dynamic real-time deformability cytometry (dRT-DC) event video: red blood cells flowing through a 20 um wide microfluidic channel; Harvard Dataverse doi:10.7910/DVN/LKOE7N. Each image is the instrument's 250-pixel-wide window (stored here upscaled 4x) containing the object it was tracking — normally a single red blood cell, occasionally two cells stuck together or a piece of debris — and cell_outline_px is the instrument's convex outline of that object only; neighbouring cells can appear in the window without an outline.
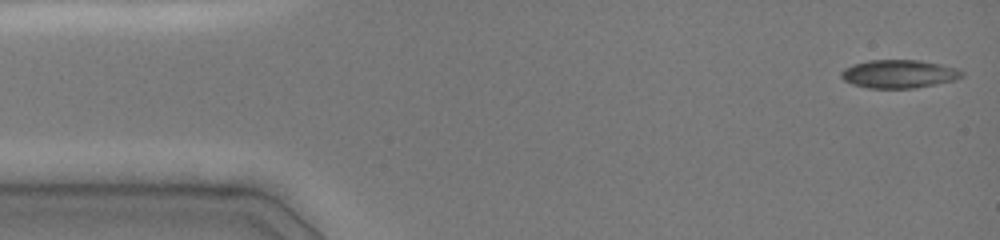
{"species": "common noctule bat (a hibernating species)", "species_latin": "Nyctalus noctula", "temperature_condition": "cold", "stored_images_in_passage": 46, "camera_frame_rate_fps": 3000, "um_per_image_px": 0.085, "animal": {"sex": "female", "body_mass_g": 19.0, "forearm_length_mm": 51.5}, "frame": {"image": 1, "passage_image": 1, "time_ms": 0.0, "image_size_px": [1000, 240], "cell_outline_px": [[964, 76], [956, 80], [916, 88], [868, 88], [852, 84], [844, 80], [840, 76], [840, 72], [844, 68], [852, 64], [868, 60], [920, 60], [940, 64], [956, 68], [964, 72]], "centroid_in_image_um": [76.4, 6.28], "position_along_channel_um": 8.6, "area_um2": 20.06}}
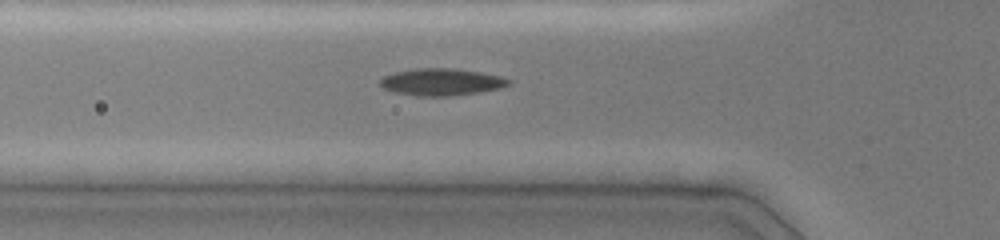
{"frame": {"image": 2, "passage_image": 15, "time_ms": 4.667, "image_size_px": [1000, 240], "cell_outline_px": [[512, 84], [500, 88], [480, 92], [448, 96], [420, 96], [396, 92], [384, 88], [380, 84], [380, 80], [384, 76], [396, 72], [416, 68], [452, 68], [480, 72], [500, 76], [512, 80]], "centroid_in_image_um": [37.57, 6.96], "position_along_channel_um": 88.2, "area_um2": 20.11}}
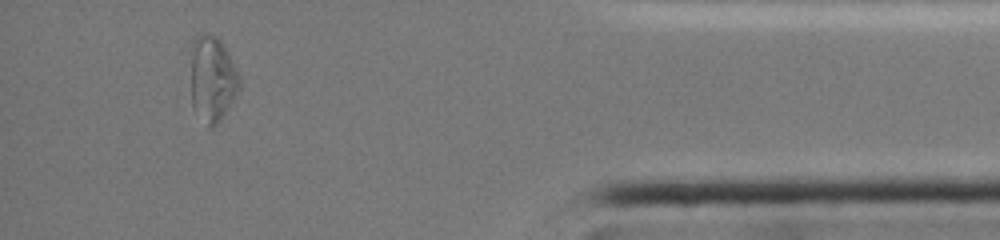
{"frame": {"image": 3, "passage_image": 42, "time_ms": 13.667, "image_size_px": [1000, 240], "cell_outline_px": [[240, 88], [220, 120], [212, 128], [208, 128], [192, 108], [188, 48], [192, 40], [196, 36], [208, 32], [216, 36], [220, 40], [240, 76]], "centroid_in_image_um": [17.97, 6.67], "position_along_channel_um": 417.2, "area_um2": 25.03}, "authors_computed_cell_mechanics": {"area_um2": 19.7098, "velocity_mm_per_s": 4.0662, "shape_relaxation_time_tau1_ms": null, "shape_relaxation_time_tau2_ms": 3.8461, "deformation_change_tau1": null, "deformation_change_tau2": 0.0761}}